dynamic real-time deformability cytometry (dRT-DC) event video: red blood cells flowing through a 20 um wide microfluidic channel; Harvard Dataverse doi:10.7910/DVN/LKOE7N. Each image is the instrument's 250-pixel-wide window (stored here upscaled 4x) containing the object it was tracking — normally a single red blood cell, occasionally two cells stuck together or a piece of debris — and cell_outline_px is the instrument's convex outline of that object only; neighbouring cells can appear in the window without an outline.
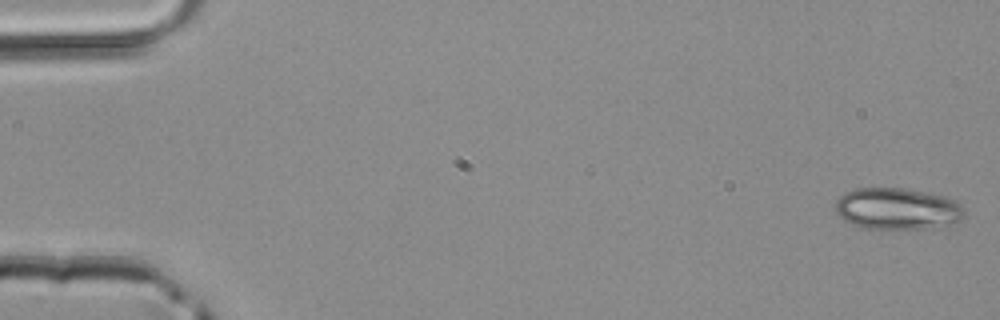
{"species": "common noctule bat (a hibernating species)", "species_latin": "Nyctalus noctula", "temperature_condition": "room temperature", "stored_images_in_passage": 47, "camera_frame_rate_fps": 3000, "um_per_image_px": 0.085, "animal": {"sex": "male", "body_mass_g": 20.4}, "frame": {"image": 1, "passage_image": 1, "time_ms": 0.0, "image_size_px": [1000, 320], "cell_outline_px": [[964, 216], [960, 220], [952, 224], [924, 228], [880, 232], [852, 224], [844, 220], [836, 212], [836, 200], [844, 192], [856, 188], [904, 188], [944, 196], [960, 204], [964, 208]], "centroid_in_image_um": [76.24, 17.78], "position_along_channel_um": 8.8, "area_um2": 31.85}}
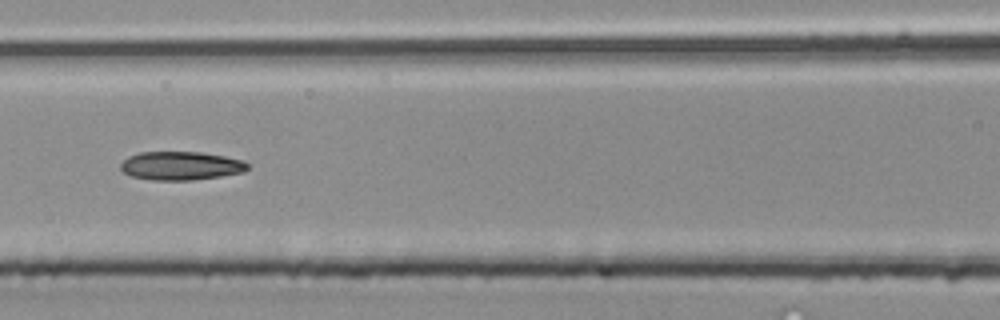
{"frame": {"image": 2, "passage_image": 21, "time_ms": 6.667, "image_size_px": [1000, 320], "cell_outline_px": [[248, 168], [244, 172], [220, 176], [192, 180], [152, 180], [132, 176], [124, 172], [120, 168], [120, 164], [128, 156], [140, 152], [200, 152], [224, 156], [240, 160], [248, 164]], "centroid_in_image_um": [15.35, 14.09], "position_along_channel_um": 151.3, "area_um2": 20.98}}
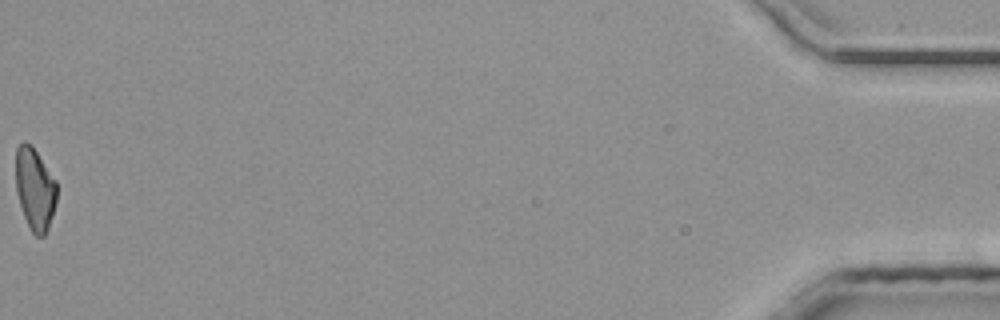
{"frame": {"image": 3, "passage_image": 47, "time_ms": 15.333, "image_size_px": [1000, 320], "cell_outline_px": [[56, 200], [52, 216], [48, 228], [44, 236], [36, 236], [32, 232], [24, 216], [16, 192], [16, 148], [24, 140], [36, 152], [56, 180]], "centroid_in_image_um": [2.96, 16.08], "position_along_channel_um": 432.2, "area_um2": 19.31}}